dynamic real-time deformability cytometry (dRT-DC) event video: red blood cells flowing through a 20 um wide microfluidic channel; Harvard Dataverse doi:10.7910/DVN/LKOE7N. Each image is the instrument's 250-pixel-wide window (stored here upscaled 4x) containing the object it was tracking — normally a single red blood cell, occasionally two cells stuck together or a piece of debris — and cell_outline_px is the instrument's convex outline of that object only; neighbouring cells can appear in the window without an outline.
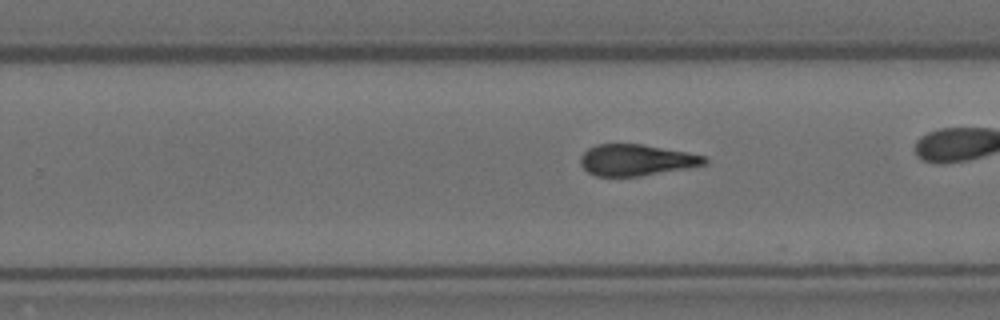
{"species": "Egyptian fruit bat (a non-hibernating species)", "species_latin": "Rousettus aegyptiacus", "temperature_condition": "room temperature", "stored_images_in_passage": 29, "camera_frame_rate_fps": 3000, "um_per_image_px": 0.085, "animal": {"sex": "female"}, "frame": {"image": 1, "passage_image": 20, "time_ms": 6.333, "image_size_px": [1000, 320], "cell_outline_px": [[708, 164], [688, 168], [640, 176], [596, 176], [588, 172], [580, 164], [580, 156], [588, 148], [596, 144], [640, 144], [684, 152], [704, 156], [708, 160]], "centroid_in_image_um": [54.06, 13.61], "position_along_channel_um": 275.7, "area_um2": 22.48}}